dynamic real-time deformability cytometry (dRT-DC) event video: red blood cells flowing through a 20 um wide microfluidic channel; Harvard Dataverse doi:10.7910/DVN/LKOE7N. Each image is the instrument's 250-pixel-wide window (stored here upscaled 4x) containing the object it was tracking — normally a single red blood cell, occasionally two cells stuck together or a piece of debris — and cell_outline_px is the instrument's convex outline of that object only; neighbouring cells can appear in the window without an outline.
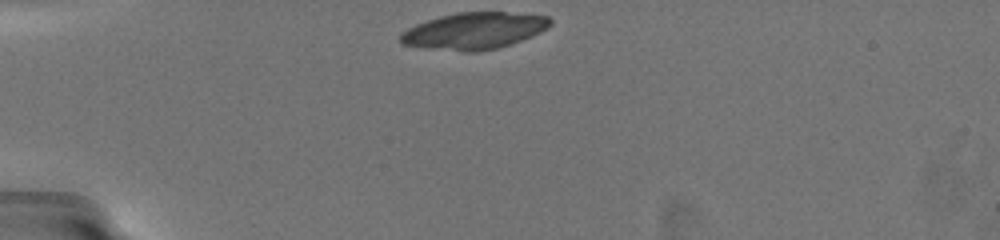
{"species": "common noctule bat (a hibernating species)", "species_latin": "Nyctalus noctula", "temperature_condition": "warm", "stored_images_in_passage": 20, "camera_frame_rate_fps": 3000, "um_per_image_px": 0.085, "animal": {"sex": "female", "body_mass_g": 19.5, "forearm_length_mm": 54.1}, "frame": {"image": 1, "passage_image": 1, "time_ms": 0.0, "image_size_px": [1000, 240], "cell_outline_px": [[552, 24], [548, 28], [532, 36], [496, 48], [476, 52], [468, 52], [428, 48], [400, 44], [400, 32], [416, 24], [440, 16], [456, 12], [504, 12], [548, 16], [552, 20]], "centroid_in_image_um": [40.29, 2.61], "position_along_channel_um": 44.7, "area_um2": 31.91}}